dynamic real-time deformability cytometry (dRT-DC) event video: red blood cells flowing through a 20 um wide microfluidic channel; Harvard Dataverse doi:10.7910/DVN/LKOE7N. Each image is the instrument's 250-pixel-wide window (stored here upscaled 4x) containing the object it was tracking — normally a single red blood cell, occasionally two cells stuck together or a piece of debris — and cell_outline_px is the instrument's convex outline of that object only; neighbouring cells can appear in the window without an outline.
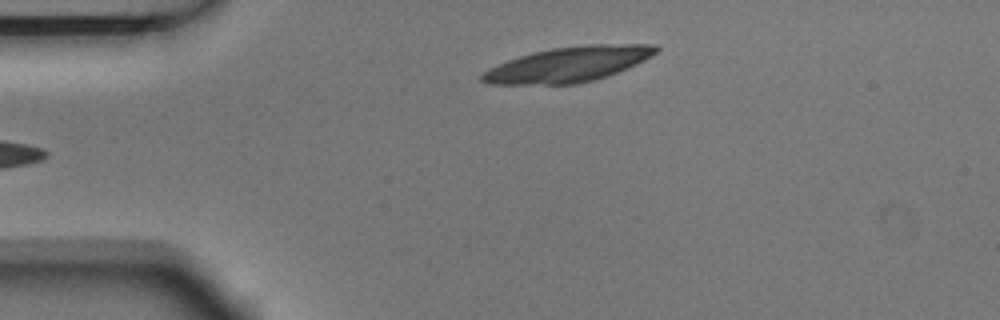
{"species": "Egyptian fruit bat (a non-hibernating species)", "species_latin": "Rousettus aegyptiacus", "temperature_condition": "room temperature", "stored_images_in_passage": 5, "camera_frame_rate_fps": 3000, "um_per_image_px": 0.085, "animal": {"sex": "male"}, "frame": {"image": 1, "passage_image": 5, "time_ms": 1.333, "image_size_px": [1000, 320], "cell_outline_px": [[660, 48], [652, 56], [636, 64], [608, 76], [576, 84], [488, 84], [480, 80], [480, 76], [488, 68], [508, 60], [532, 52], [552, 48], [588, 44], [656, 44]], "centroid_in_image_um": [48.32, 5.46], "position_along_channel_um": 36.7, "area_um2": 35.49}}